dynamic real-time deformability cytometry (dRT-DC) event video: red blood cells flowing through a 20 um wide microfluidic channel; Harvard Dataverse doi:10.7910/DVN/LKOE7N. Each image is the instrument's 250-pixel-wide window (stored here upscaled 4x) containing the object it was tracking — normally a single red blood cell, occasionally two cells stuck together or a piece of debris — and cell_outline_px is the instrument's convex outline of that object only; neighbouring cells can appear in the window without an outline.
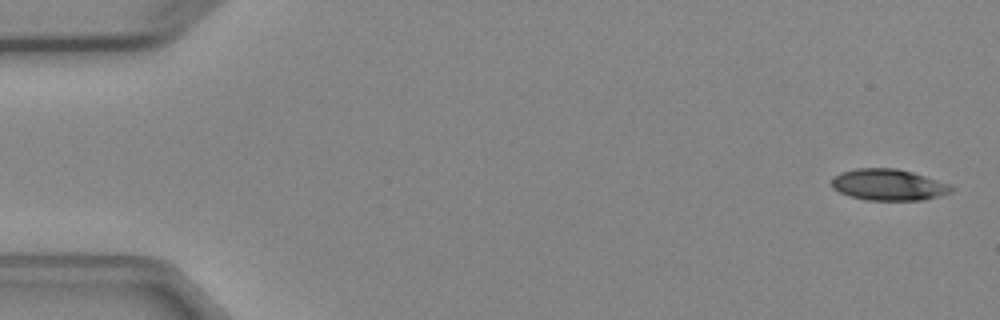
{"species": "Egyptian fruit bat (a non-hibernating species)", "species_latin": "Rousettus aegyptiacus", "temperature_condition": "cold", "stored_images_in_passage": 5, "camera_frame_rate_fps": 3000, "um_per_image_px": 0.085, "animal": {"sex": "female"}, "frame": {"image": 1, "passage_image": 1, "time_ms": 0.0, "image_size_px": [1000, 320], "cell_outline_px": [[952, 192], [924, 200], [868, 200], [852, 196], [840, 192], [832, 188], [832, 176], [840, 172], [856, 168], [896, 168], [912, 172], [952, 184]], "centroid_in_image_um": [75.52, 15.69], "position_along_channel_um": 9.5, "area_um2": 21.91}}